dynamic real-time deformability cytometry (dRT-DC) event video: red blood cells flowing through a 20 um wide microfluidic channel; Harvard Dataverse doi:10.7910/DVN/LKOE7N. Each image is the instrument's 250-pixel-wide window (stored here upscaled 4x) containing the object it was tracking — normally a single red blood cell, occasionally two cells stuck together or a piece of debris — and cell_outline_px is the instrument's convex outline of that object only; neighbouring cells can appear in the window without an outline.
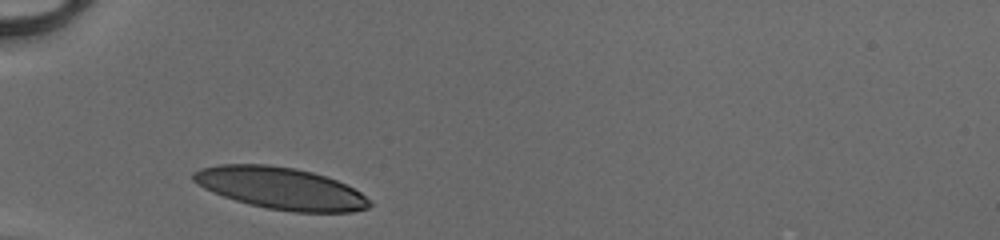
{"species": "human", "species_latin": "Homo sapiens", "temperature_condition": "cold", "stored_images_in_passage": 26, "camera_frame_rate_fps": 3000, "um_per_image_px": 0.085, "donor": {"sex": "male"}, "frame": {"image": 1, "passage_image": 1, "time_ms": 0.0, "image_size_px": [1000, 240], "cell_outline_px": [[372, 204], [368, 208], [352, 212], [292, 212], [268, 208], [236, 200], [224, 196], [204, 188], [196, 184], [192, 180], [192, 172], [200, 168], [220, 164], [268, 164], [296, 168], [312, 172], [336, 180], [360, 192]], "centroid_in_image_um": [23.83, 15.99], "position_along_channel_um": 61.2, "area_um2": 42.77}}
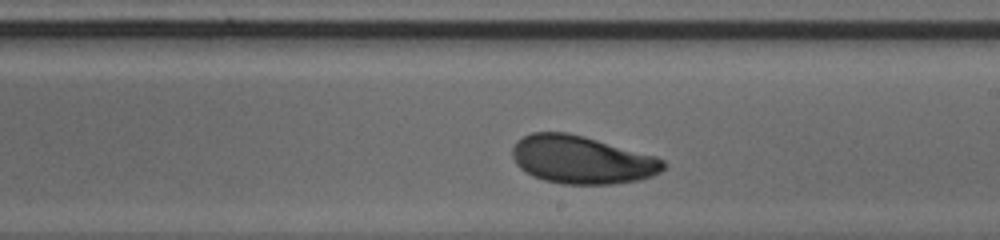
{"frame": {"image": 2, "passage_image": 15, "time_ms": 4.667, "image_size_px": [1000, 240], "cell_outline_px": [[664, 168], [660, 172], [652, 176], [640, 180], [612, 184], [560, 184], [544, 180], [532, 176], [520, 168], [516, 164], [512, 156], [512, 148], [516, 140], [532, 132], [568, 132], [584, 136], [656, 156], [664, 160]], "centroid_in_image_um": [49.43, 13.58], "position_along_channel_um": 239.6, "area_um2": 42.37}}
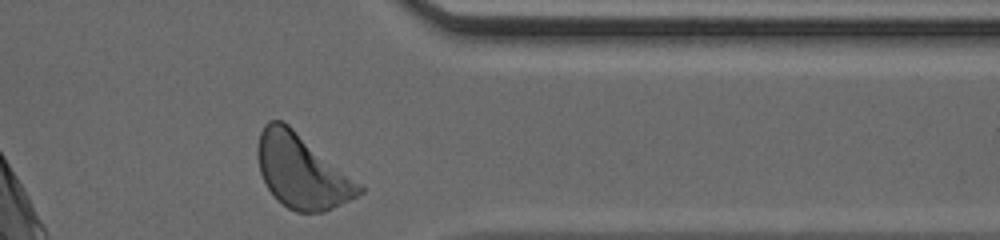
{"frame": {"image": 3, "passage_image": 26, "time_ms": 8.333, "image_size_px": [1000, 240], "cell_outline_px": [[364, 192], [324, 212], [296, 212], [288, 208], [268, 188], [260, 172], [256, 156], [256, 148], [260, 132], [264, 124], [268, 120], [284, 120], [364, 184]], "centroid_in_image_um": [25.68, 14.51], "position_along_channel_um": 385.7, "area_um2": 44.16}, "authors_computed_cell_mechanics": {"area_um2": 42.2807, "velocity_mm_per_s": 4.0969, "shape_relaxation_time_tau1_ms": 2.178, "shape_relaxation_time_tau2_ms": 5.6318, "deformation_change_tau1": 0.1187, "deformation_change_tau2": 0.1106}}